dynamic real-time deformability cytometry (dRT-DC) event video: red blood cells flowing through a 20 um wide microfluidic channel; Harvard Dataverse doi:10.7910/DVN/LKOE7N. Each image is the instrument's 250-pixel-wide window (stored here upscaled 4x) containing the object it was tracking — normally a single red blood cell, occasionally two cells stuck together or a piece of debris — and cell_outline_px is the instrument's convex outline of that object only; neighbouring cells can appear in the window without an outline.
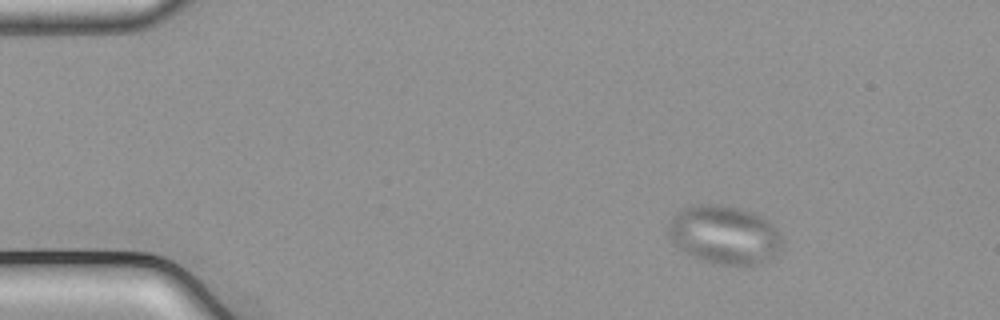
{"species": "common noctule bat (a hibernating species)", "species_latin": "Nyctalus noctula", "temperature_condition": "cold", "stored_images_in_passage": 56, "camera_frame_rate_fps": 3000, "um_per_image_px": 0.085, "animal": {"sex": "male", "body_mass_g": 21.5, "forearm_length_mm": 52.0}, "frame": {"image": 1, "passage_image": 9, "time_ms": 2.667, "image_size_px": [1000, 320], "cell_outline_px": [[784, 252], [772, 260], [752, 268], [744, 268], [712, 264], [692, 256], [676, 248], [668, 240], [668, 224], [672, 216], [680, 208], [696, 204], [720, 204], [740, 208], [752, 212], [768, 220], [776, 228], [784, 240]], "centroid_in_image_um": [61.62, 20.03], "position_along_channel_um": 23.4, "area_um2": 40.92}}
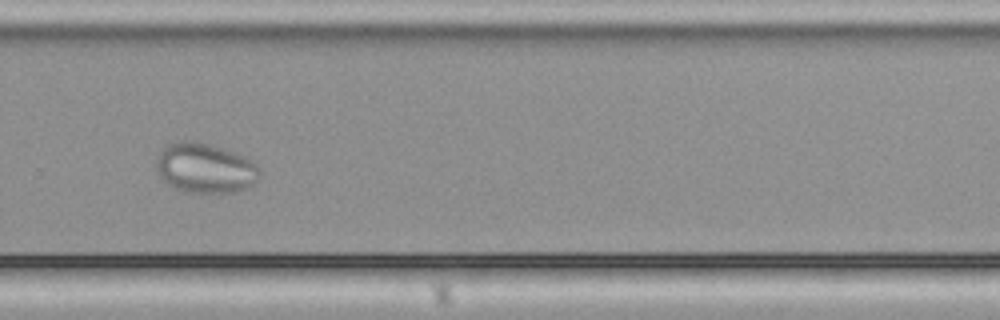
{"frame": {"image": 2, "passage_image": 39, "time_ms": 12.667, "image_size_px": [1000, 320], "cell_outline_px": [[260, 176], [256, 184], [236, 192], [184, 192], [168, 184], [156, 172], [156, 156], [168, 144], [176, 140], [196, 140], [224, 148], [244, 156], [256, 164], [260, 168]], "centroid_in_image_um": [17.44, 14.27], "position_along_channel_um": 312.4, "area_um2": 30.46}}
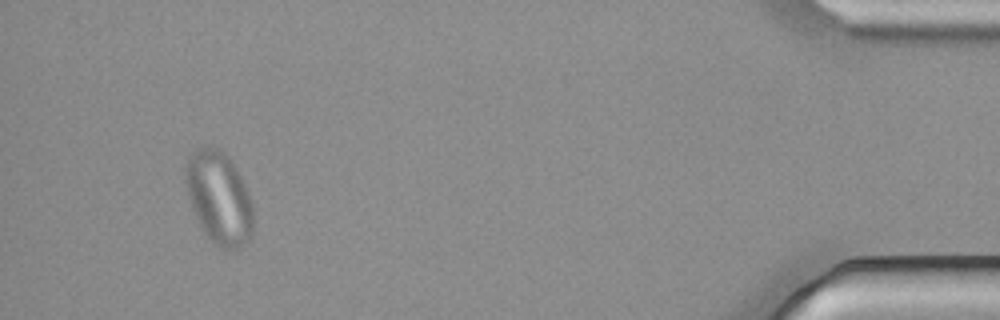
{"frame": {"image": 3, "passage_image": 53, "time_ms": 17.333, "image_size_px": [1000, 320], "cell_outline_px": [[252, 232], [248, 240], [240, 248], [224, 248], [212, 244], [200, 228], [192, 208], [188, 196], [184, 180], [184, 168], [188, 156], [196, 148], [216, 148], [228, 156], [236, 168], [248, 192], [252, 204]], "centroid_in_image_um": [18.57, 16.83], "position_along_channel_um": 416.6, "area_um2": 36.53}}